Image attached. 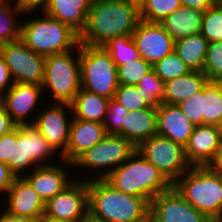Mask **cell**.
Instances as JSON below:
<instances>
[{
    "label": "cell",
    "instance_id": "1",
    "mask_svg": "<svg viewBox=\"0 0 222 222\" xmlns=\"http://www.w3.org/2000/svg\"><path fill=\"white\" fill-rule=\"evenodd\" d=\"M139 20L138 0H93L79 43L103 46L111 38L132 36Z\"/></svg>",
    "mask_w": 222,
    "mask_h": 222
},
{
    "label": "cell",
    "instance_id": "2",
    "mask_svg": "<svg viewBox=\"0 0 222 222\" xmlns=\"http://www.w3.org/2000/svg\"><path fill=\"white\" fill-rule=\"evenodd\" d=\"M94 172L87 180L88 211L105 222H138L150 214V203L139 196L125 194ZM93 177V178H92Z\"/></svg>",
    "mask_w": 222,
    "mask_h": 222
},
{
    "label": "cell",
    "instance_id": "3",
    "mask_svg": "<svg viewBox=\"0 0 222 222\" xmlns=\"http://www.w3.org/2000/svg\"><path fill=\"white\" fill-rule=\"evenodd\" d=\"M105 180L115 189L142 197L149 203L155 196L172 187V183L137 150Z\"/></svg>",
    "mask_w": 222,
    "mask_h": 222
},
{
    "label": "cell",
    "instance_id": "4",
    "mask_svg": "<svg viewBox=\"0 0 222 222\" xmlns=\"http://www.w3.org/2000/svg\"><path fill=\"white\" fill-rule=\"evenodd\" d=\"M172 186L213 222L222 210V178L209 166L191 167Z\"/></svg>",
    "mask_w": 222,
    "mask_h": 222
},
{
    "label": "cell",
    "instance_id": "5",
    "mask_svg": "<svg viewBox=\"0 0 222 222\" xmlns=\"http://www.w3.org/2000/svg\"><path fill=\"white\" fill-rule=\"evenodd\" d=\"M42 14V18L24 21L21 26V40L27 47L43 56L76 50L79 35L68 25Z\"/></svg>",
    "mask_w": 222,
    "mask_h": 222
},
{
    "label": "cell",
    "instance_id": "6",
    "mask_svg": "<svg viewBox=\"0 0 222 222\" xmlns=\"http://www.w3.org/2000/svg\"><path fill=\"white\" fill-rule=\"evenodd\" d=\"M81 88L108 99L119 86L117 65L103 46L79 43Z\"/></svg>",
    "mask_w": 222,
    "mask_h": 222
},
{
    "label": "cell",
    "instance_id": "7",
    "mask_svg": "<svg viewBox=\"0 0 222 222\" xmlns=\"http://www.w3.org/2000/svg\"><path fill=\"white\" fill-rule=\"evenodd\" d=\"M72 52L68 50L45 56L43 91L48 89L53 101L57 103L70 104L81 89L79 44L78 55Z\"/></svg>",
    "mask_w": 222,
    "mask_h": 222
},
{
    "label": "cell",
    "instance_id": "8",
    "mask_svg": "<svg viewBox=\"0 0 222 222\" xmlns=\"http://www.w3.org/2000/svg\"><path fill=\"white\" fill-rule=\"evenodd\" d=\"M54 153L59 155L33 124L18 125L17 142H13L12 161L8 166L16 177H21L22 172L26 174V171H32L38 166L52 165L46 161L52 160Z\"/></svg>",
    "mask_w": 222,
    "mask_h": 222
},
{
    "label": "cell",
    "instance_id": "9",
    "mask_svg": "<svg viewBox=\"0 0 222 222\" xmlns=\"http://www.w3.org/2000/svg\"><path fill=\"white\" fill-rule=\"evenodd\" d=\"M135 150L136 147L126 138L117 134H107L97 145L81 154L73 162V167H79L78 169L85 173L87 168L93 171L96 170L99 174H96L98 179H105L115 168L125 162Z\"/></svg>",
    "mask_w": 222,
    "mask_h": 222
},
{
    "label": "cell",
    "instance_id": "10",
    "mask_svg": "<svg viewBox=\"0 0 222 222\" xmlns=\"http://www.w3.org/2000/svg\"><path fill=\"white\" fill-rule=\"evenodd\" d=\"M136 150L172 184L192 167L183 145L158 134L142 141Z\"/></svg>",
    "mask_w": 222,
    "mask_h": 222
},
{
    "label": "cell",
    "instance_id": "11",
    "mask_svg": "<svg viewBox=\"0 0 222 222\" xmlns=\"http://www.w3.org/2000/svg\"><path fill=\"white\" fill-rule=\"evenodd\" d=\"M0 53L14 82L43 85L45 56L33 52L21 39L0 45Z\"/></svg>",
    "mask_w": 222,
    "mask_h": 222
},
{
    "label": "cell",
    "instance_id": "12",
    "mask_svg": "<svg viewBox=\"0 0 222 222\" xmlns=\"http://www.w3.org/2000/svg\"><path fill=\"white\" fill-rule=\"evenodd\" d=\"M53 105L47 107L43 110V107L40 106L39 114L32 117L34 119L33 125L39 130L43 138L58 152H61L62 156L65 153L69 142L70 136V127L73 120L72 107L69 103H57L53 102ZM69 110L71 113L69 115ZM72 115V116H71ZM60 149V152H59Z\"/></svg>",
    "mask_w": 222,
    "mask_h": 222
},
{
    "label": "cell",
    "instance_id": "13",
    "mask_svg": "<svg viewBox=\"0 0 222 222\" xmlns=\"http://www.w3.org/2000/svg\"><path fill=\"white\" fill-rule=\"evenodd\" d=\"M87 212V180L81 178L45 203L44 217L57 222H78Z\"/></svg>",
    "mask_w": 222,
    "mask_h": 222
},
{
    "label": "cell",
    "instance_id": "14",
    "mask_svg": "<svg viewBox=\"0 0 222 222\" xmlns=\"http://www.w3.org/2000/svg\"><path fill=\"white\" fill-rule=\"evenodd\" d=\"M150 214L155 222H213L186 201L173 186L151 200Z\"/></svg>",
    "mask_w": 222,
    "mask_h": 222
},
{
    "label": "cell",
    "instance_id": "15",
    "mask_svg": "<svg viewBox=\"0 0 222 222\" xmlns=\"http://www.w3.org/2000/svg\"><path fill=\"white\" fill-rule=\"evenodd\" d=\"M132 37L139 56L152 65L174 51V40L159 22L140 19Z\"/></svg>",
    "mask_w": 222,
    "mask_h": 222
},
{
    "label": "cell",
    "instance_id": "16",
    "mask_svg": "<svg viewBox=\"0 0 222 222\" xmlns=\"http://www.w3.org/2000/svg\"><path fill=\"white\" fill-rule=\"evenodd\" d=\"M222 145V130L214 125H196L185 145L186 159L192 167L210 166Z\"/></svg>",
    "mask_w": 222,
    "mask_h": 222
},
{
    "label": "cell",
    "instance_id": "17",
    "mask_svg": "<svg viewBox=\"0 0 222 222\" xmlns=\"http://www.w3.org/2000/svg\"><path fill=\"white\" fill-rule=\"evenodd\" d=\"M4 195L6 197L1 196L0 199L7 198L4 210L8 213L28 218L33 222H38L44 217L45 203L23 176L16 177Z\"/></svg>",
    "mask_w": 222,
    "mask_h": 222
},
{
    "label": "cell",
    "instance_id": "18",
    "mask_svg": "<svg viewBox=\"0 0 222 222\" xmlns=\"http://www.w3.org/2000/svg\"><path fill=\"white\" fill-rule=\"evenodd\" d=\"M43 92L42 85L19 82H14L5 92V111L17 126L34 123L28 116L33 115L30 114L33 110L37 111L36 105Z\"/></svg>",
    "mask_w": 222,
    "mask_h": 222
},
{
    "label": "cell",
    "instance_id": "19",
    "mask_svg": "<svg viewBox=\"0 0 222 222\" xmlns=\"http://www.w3.org/2000/svg\"><path fill=\"white\" fill-rule=\"evenodd\" d=\"M106 135L103 123L85 121L73 117L69 142L59 162L73 168V162L86 150L97 145Z\"/></svg>",
    "mask_w": 222,
    "mask_h": 222
},
{
    "label": "cell",
    "instance_id": "20",
    "mask_svg": "<svg viewBox=\"0 0 222 222\" xmlns=\"http://www.w3.org/2000/svg\"><path fill=\"white\" fill-rule=\"evenodd\" d=\"M59 166L57 164L41 165L34 168L33 172L23 173V177L44 203L63 192L77 179L76 176L74 179H70L67 168L63 166V169L62 166Z\"/></svg>",
    "mask_w": 222,
    "mask_h": 222
},
{
    "label": "cell",
    "instance_id": "21",
    "mask_svg": "<svg viewBox=\"0 0 222 222\" xmlns=\"http://www.w3.org/2000/svg\"><path fill=\"white\" fill-rule=\"evenodd\" d=\"M195 125L177 105L162 103L157 108V134L185 147Z\"/></svg>",
    "mask_w": 222,
    "mask_h": 222
},
{
    "label": "cell",
    "instance_id": "22",
    "mask_svg": "<svg viewBox=\"0 0 222 222\" xmlns=\"http://www.w3.org/2000/svg\"><path fill=\"white\" fill-rule=\"evenodd\" d=\"M116 134L129 140L135 147L157 135V108L128 112L122 128Z\"/></svg>",
    "mask_w": 222,
    "mask_h": 222
},
{
    "label": "cell",
    "instance_id": "23",
    "mask_svg": "<svg viewBox=\"0 0 222 222\" xmlns=\"http://www.w3.org/2000/svg\"><path fill=\"white\" fill-rule=\"evenodd\" d=\"M92 2L93 0H49L44 13L68 25L80 35L85 28Z\"/></svg>",
    "mask_w": 222,
    "mask_h": 222
},
{
    "label": "cell",
    "instance_id": "24",
    "mask_svg": "<svg viewBox=\"0 0 222 222\" xmlns=\"http://www.w3.org/2000/svg\"><path fill=\"white\" fill-rule=\"evenodd\" d=\"M204 11L181 6L160 22L174 41L201 33Z\"/></svg>",
    "mask_w": 222,
    "mask_h": 222
},
{
    "label": "cell",
    "instance_id": "25",
    "mask_svg": "<svg viewBox=\"0 0 222 222\" xmlns=\"http://www.w3.org/2000/svg\"><path fill=\"white\" fill-rule=\"evenodd\" d=\"M202 71H193L165 82L163 103L178 105L181 101L201 91L208 82Z\"/></svg>",
    "mask_w": 222,
    "mask_h": 222
},
{
    "label": "cell",
    "instance_id": "26",
    "mask_svg": "<svg viewBox=\"0 0 222 222\" xmlns=\"http://www.w3.org/2000/svg\"><path fill=\"white\" fill-rule=\"evenodd\" d=\"M70 105L74 118L103 123L109 99L81 88Z\"/></svg>",
    "mask_w": 222,
    "mask_h": 222
},
{
    "label": "cell",
    "instance_id": "27",
    "mask_svg": "<svg viewBox=\"0 0 222 222\" xmlns=\"http://www.w3.org/2000/svg\"><path fill=\"white\" fill-rule=\"evenodd\" d=\"M209 42L201 34L189 35L174 42V51L190 70L203 71Z\"/></svg>",
    "mask_w": 222,
    "mask_h": 222
},
{
    "label": "cell",
    "instance_id": "28",
    "mask_svg": "<svg viewBox=\"0 0 222 222\" xmlns=\"http://www.w3.org/2000/svg\"><path fill=\"white\" fill-rule=\"evenodd\" d=\"M222 122V88L217 81L203 87V125L220 126Z\"/></svg>",
    "mask_w": 222,
    "mask_h": 222
},
{
    "label": "cell",
    "instance_id": "29",
    "mask_svg": "<svg viewBox=\"0 0 222 222\" xmlns=\"http://www.w3.org/2000/svg\"><path fill=\"white\" fill-rule=\"evenodd\" d=\"M23 14L15 3L0 0V45L21 39L22 24L16 23V16Z\"/></svg>",
    "mask_w": 222,
    "mask_h": 222
},
{
    "label": "cell",
    "instance_id": "30",
    "mask_svg": "<svg viewBox=\"0 0 222 222\" xmlns=\"http://www.w3.org/2000/svg\"><path fill=\"white\" fill-rule=\"evenodd\" d=\"M103 47L109 52L117 66L130 63L140 57L135 41L129 35L111 38Z\"/></svg>",
    "mask_w": 222,
    "mask_h": 222
},
{
    "label": "cell",
    "instance_id": "31",
    "mask_svg": "<svg viewBox=\"0 0 222 222\" xmlns=\"http://www.w3.org/2000/svg\"><path fill=\"white\" fill-rule=\"evenodd\" d=\"M138 3L140 19L159 23L182 6L180 0H138Z\"/></svg>",
    "mask_w": 222,
    "mask_h": 222
},
{
    "label": "cell",
    "instance_id": "32",
    "mask_svg": "<svg viewBox=\"0 0 222 222\" xmlns=\"http://www.w3.org/2000/svg\"><path fill=\"white\" fill-rule=\"evenodd\" d=\"M150 107L158 108L163 103L165 83L152 69L136 85Z\"/></svg>",
    "mask_w": 222,
    "mask_h": 222
},
{
    "label": "cell",
    "instance_id": "33",
    "mask_svg": "<svg viewBox=\"0 0 222 222\" xmlns=\"http://www.w3.org/2000/svg\"><path fill=\"white\" fill-rule=\"evenodd\" d=\"M152 69L164 83L191 71L175 51L155 62Z\"/></svg>",
    "mask_w": 222,
    "mask_h": 222
},
{
    "label": "cell",
    "instance_id": "34",
    "mask_svg": "<svg viewBox=\"0 0 222 222\" xmlns=\"http://www.w3.org/2000/svg\"><path fill=\"white\" fill-rule=\"evenodd\" d=\"M152 70V64L142 57L130 61V63L117 66L118 83L123 85H137L148 72Z\"/></svg>",
    "mask_w": 222,
    "mask_h": 222
},
{
    "label": "cell",
    "instance_id": "35",
    "mask_svg": "<svg viewBox=\"0 0 222 222\" xmlns=\"http://www.w3.org/2000/svg\"><path fill=\"white\" fill-rule=\"evenodd\" d=\"M201 34L209 43L222 41V11L215 3L204 12Z\"/></svg>",
    "mask_w": 222,
    "mask_h": 222
},
{
    "label": "cell",
    "instance_id": "36",
    "mask_svg": "<svg viewBox=\"0 0 222 222\" xmlns=\"http://www.w3.org/2000/svg\"><path fill=\"white\" fill-rule=\"evenodd\" d=\"M121 104L128 112L150 108L143 98V94L135 85L119 84L113 98Z\"/></svg>",
    "mask_w": 222,
    "mask_h": 222
},
{
    "label": "cell",
    "instance_id": "37",
    "mask_svg": "<svg viewBox=\"0 0 222 222\" xmlns=\"http://www.w3.org/2000/svg\"><path fill=\"white\" fill-rule=\"evenodd\" d=\"M202 72L209 81L222 79V41L209 43Z\"/></svg>",
    "mask_w": 222,
    "mask_h": 222
},
{
    "label": "cell",
    "instance_id": "38",
    "mask_svg": "<svg viewBox=\"0 0 222 222\" xmlns=\"http://www.w3.org/2000/svg\"><path fill=\"white\" fill-rule=\"evenodd\" d=\"M177 106L195 126L203 125V89Z\"/></svg>",
    "mask_w": 222,
    "mask_h": 222
},
{
    "label": "cell",
    "instance_id": "39",
    "mask_svg": "<svg viewBox=\"0 0 222 222\" xmlns=\"http://www.w3.org/2000/svg\"><path fill=\"white\" fill-rule=\"evenodd\" d=\"M128 111L113 98L109 99V106L103 122L107 134H116L123 126Z\"/></svg>",
    "mask_w": 222,
    "mask_h": 222
},
{
    "label": "cell",
    "instance_id": "40",
    "mask_svg": "<svg viewBox=\"0 0 222 222\" xmlns=\"http://www.w3.org/2000/svg\"><path fill=\"white\" fill-rule=\"evenodd\" d=\"M13 142H17V126L0 138V162L12 161Z\"/></svg>",
    "mask_w": 222,
    "mask_h": 222
},
{
    "label": "cell",
    "instance_id": "41",
    "mask_svg": "<svg viewBox=\"0 0 222 222\" xmlns=\"http://www.w3.org/2000/svg\"><path fill=\"white\" fill-rule=\"evenodd\" d=\"M49 0H16L15 5L26 15L41 8V12L44 13L48 6Z\"/></svg>",
    "mask_w": 222,
    "mask_h": 222
},
{
    "label": "cell",
    "instance_id": "42",
    "mask_svg": "<svg viewBox=\"0 0 222 222\" xmlns=\"http://www.w3.org/2000/svg\"><path fill=\"white\" fill-rule=\"evenodd\" d=\"M16 175L10 170L6 163L0 162V194H4L13 184Z\"/></svg>",
    "mask_w": 222,
    "mask_h": 222
},
{
    "label": "cell",
    "instance_id": "43",
    "mask_svg": "<svg viewBox=\"0 0 222 222\" xmlns=\"http://www.w3.org/2000/svg\"><path fill=\"white\" fill-rule=\"evenodd\" d=\"M13 84L14 81L9 69L5 64L2 54L0 53V92L5 93Z\"/></svg>",
    "mask_w": 222,
    "mask_h": 222
},
{
    "label": "cell",
    "instance_id": "44",
    "mask_svg": "<svg viewBox=\"0 0 222 222\" xmlns=\"http://www.w3.org/2000/svg\"><path fill=\"white\" fill-rule=\"evenodd\" d=\"M180 3L182 6L205 12L215 3V0H180Z\"/></svg>",
    "mask_w": 222,
    "mask_h": 222
},
{
    "label": "cell",
    "instance_id": "45",
    "mask_svg": "<svg viewBox=\"0 0 222 222\" xmlns=\"http://www.w3.org/2000/svg\"><path fill=\"white\" fill-rule=\"evenodd\" d=\"M17 125L4 110L0 111V138L13 130Z\"/></svg>",
    "mask_w": 222,
    "mask_h": 222
},
{
    "label": "cell",
    "instance_id": "46",
    "mask_svg": "<svg viewBox=\"0 0 222 222\" xmlns=\"http://www.w3.org/2000/svg\"><path fill=\"white\" fill-rule=\"evenodd\" d=\"M0 222H33V221L25 217L12 215L3 209V211L0 213Z\"/></svg>",
    "mask_w": 222,
    "mask_h": 222
},
{
    "label": "cell",
    "instance_id": "47",
    "mask_svg": "<svg viewBox=\"0 0 222 222\" xmlns=\"http://www.w3.org/2000/svg\"><path fill=\"white\" fill-rule=\"evenodd\" d=\"M209 167L222 178V145L221 148L218 150L215 160Z\"/></svg>",
    "mask_w": 222,
    "mask_h": 222
},
{
    "label": "cell",
    "instance_id": "48",
    "mask_svg": "<svg viewBox=\"0 0 222 222\" xmlns=\"http://www.w3.org/2000/svg\"><path fill=\"white\" fill-rule=\"evenodd\" d=\"M78 222H105L103 219L88 211Z\"/></svg>",
    "mask_w": 222,
    "mask_h": 222
},
{
    "label": "cell",
    "instance_id": "49",
    "mask_svg": "<svg viewBox=\"0 0 222 222\" xmlns=\"http://www.w3.org/2000/svg\"><path fill=\"white\" fill-rule=\"evenodd\" d=\"M5 93L0 92V111L5 109Z\"/></svg>",
    "mask_w": 222,
    "mask_h": 222
},
{
    "label": "cell",
    "instance_id": "50",
    "mask_svg": "<svg viewBox=\"0 0 222 222\" xmlns=\"http://www.w3.org/2000/svg\"><path fill=\"white\" fill-rule=\"evenodd\" d=\"M138 222H155L154 218L152 217L151 214H149L148 216H146L144 219H142L141 221Z\"/></svg>",
    "mask_w": 222,
    "mask_h": 222
},
{
    "label": "cell",
    "instance_id": "51",
    "mask_svg": "<svg viewBox=\"0 0 222 222\" xmlns=\"http://www.w3.org/2000/svg\"><path fill=\"white\" fill-rule=\"evenodd\" d=\"M215 4L218 6V8L222 11V0H215Z\"/></svg>",
    "mask_w": 222,
    "mask_h": 222
},
{
    "label": "cell",
    "instance_id": "52",
    "mask_svg": "<svg viewBox=\"0 0 222 222\" xmlns=\"http://www.w3.org/2000/svg\"><path fill=\"white\" fill-rule=\"evenodd\" d=\"M38 222H57V221H53V220H50V219H47V218L43 217Z\"/></svg>",
    "mask_w": 222,
    "mask_h": 222
},
{
    "label": "cell",
    "instance_id": "53",
    "mask_svg": "<svg viewBox=\"0 0 222 222\" xmlns=\"http://www.w3.org/2000/svg\"><path fill=\"white\" fill-rule=\"evenodd\" d=\"M215 222H222V210H221L219 217L217 218V220Z\"/></svg>",
    "mask_w": 222,
    "mask_h": 222
},
{
    "label": "cell",
    "instance_id": "54",
    "mask_svg": "<svg viewBox=\"0 0 222 222\" xmlns=\"http://www.w3.org/2000/svg\"><path fill=\"white\" fill-rule=\"evenodd\" d=\"M217 82L220 84V86H221V88H222V79L219 80V81H217Z\"/></svg>",
    "mask_w": 222,
    "mask_h": 222
},
{
    "label": "cell",
    "instance_id": "55",
    "mask_svg": "<svg viewBox=\"0 0 222 222\" xmlns=\"http://www.w3.org/2000/svg\"><path fill=\"white\" fill-rule=\"evenodd\" d=\"M3 1H9V2L12 1V3H13V2H14V3L16 2V0H3Z\"/></svg>",
    "mask_w": 222,
    "mask_h": 222
}]
</instances>
